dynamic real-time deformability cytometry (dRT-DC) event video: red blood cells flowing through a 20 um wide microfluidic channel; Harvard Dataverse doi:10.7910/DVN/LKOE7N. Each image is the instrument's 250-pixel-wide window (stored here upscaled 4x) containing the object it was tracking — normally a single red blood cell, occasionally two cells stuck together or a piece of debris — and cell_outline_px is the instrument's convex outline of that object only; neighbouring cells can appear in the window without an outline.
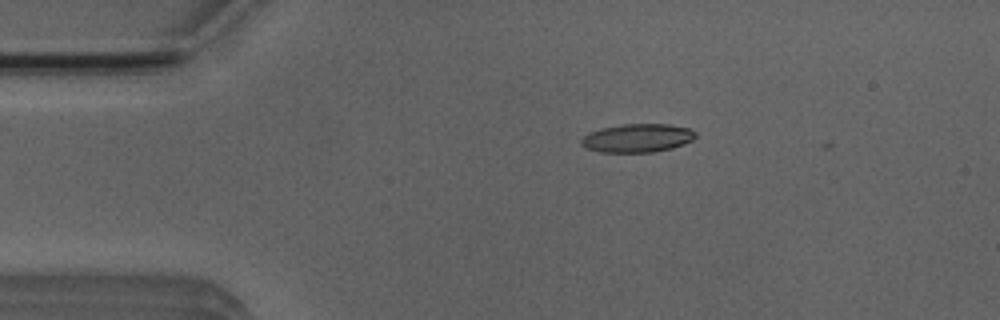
{"species": "Egyptian fruit bat (a non-hibernating species)", "species_latin": "Rousettus aegyptiacus", "temperature_condition": "room temperature", "stored_images_in_passage": 4, "camera_frame_rate_fps": 3000, "um_per_image_px": 0.085, "animal": {"sex": "male"}, "frame": {"image": 1, "passage_image": 3, "time_ms": 3.0, "image_size_px": [1000, 320], "cell_outline_px": [[696, 136], [692, 140], [684, 144], [672, 148], [652, 152], [600, 152], [584, 148], [580, 144], [580, 140], [588, 132], [600, 128], [620, 124], [668, 124], [688, 128], [696, 132]], "centroid_in_image_um": [54.14, 11.73], "position_along_channel_um": 30.9, "area_um2": 19.13}}